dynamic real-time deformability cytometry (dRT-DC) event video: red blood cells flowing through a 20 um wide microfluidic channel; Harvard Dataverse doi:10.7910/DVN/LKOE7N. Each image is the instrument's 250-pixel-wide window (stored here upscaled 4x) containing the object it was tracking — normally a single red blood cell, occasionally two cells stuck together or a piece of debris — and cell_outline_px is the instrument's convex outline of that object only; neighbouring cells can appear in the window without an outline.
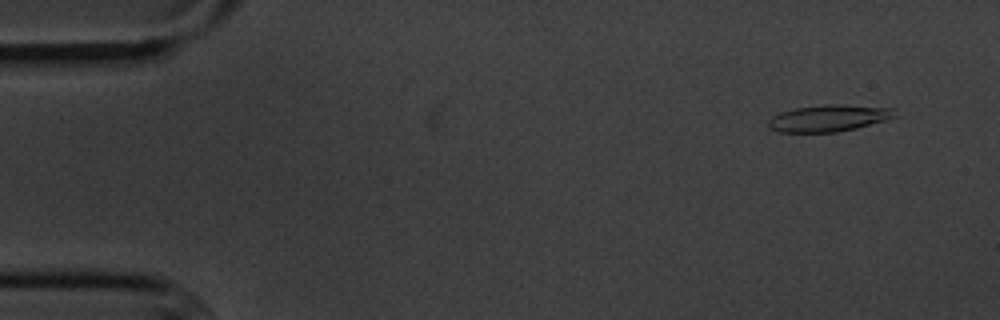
{"species": "common noctule bat (a hibernating species)", "species_latin": "Nyctalus noctula", "temperature_condition": "cold", "stored_images_in_passage": 55, "camera_frame_rate_fps": 3000, "um_per_image_px": 0.085, "animal": {"sex": "male", "body_mass_g": 20.1, "forearm_length_mm": 53.5}, "frame": {"image": 1, "passage_image": 4, "time_ms": 1.0, "image_size_px": [1000, 320], "cell_outline_px": [[896, 116], [888, 120], [856, 128], [836, 132], [780, 132], [768, 128], [768, 120], [772, 116], [780, 112], [796, 108], [824, 104], [840, 104], [896, 108]], "centroid_in_image_um": [70.47, 10.04], "position_along_channel_um": 14.5, "area_um2": 19.88}}
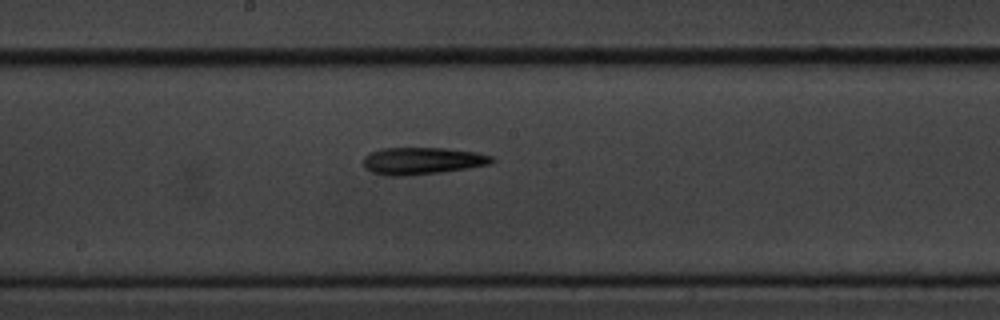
{"frame": {"image": 2, "passage_image": 29, "time_ms": 9.333, "image_size_px": [1000, 320], "cell_outline_px": [[496, 160], [488, 164], [468, 168], [440, 172], [408, 176], [384, 176], [372, 172], [364, 168], [364, 156], [380, 148], [444, 148], [476, 152], [492, 156]], "centroid_in_image_um": [35.86, 13.68], "position_along_channel_um": 212.3, "area_um2": 20.35}}
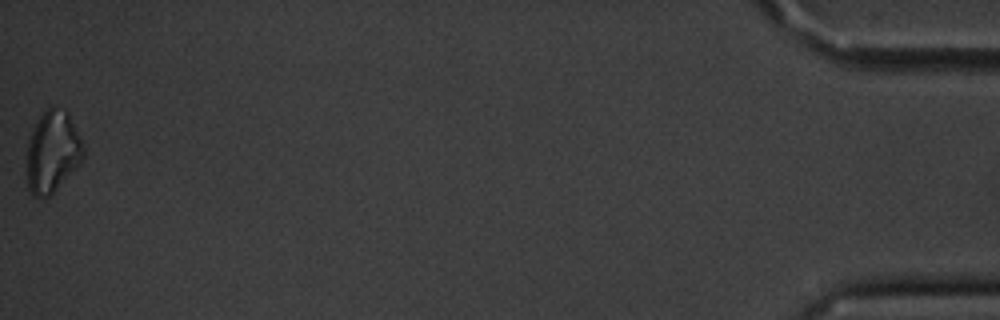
{"frame": {"image": 3, "passage_image": 55, "time_ms": 18.0, "image_size_px": [1000, 320], "cell_outline_px": [[84, 160], [48, 196], [32, 196], [28, 188], [28, 140], [32, 128], [40, 116], [52, 104], [68, 112], [84, 148]], "centroid_in_image_um": [4.47, 12.86], "position_along_channel_um": 430.7, "area_um2": 26.53}, "authors_computed_cell_mechanics": {"area_um2": 19.7098, "velocity_mm_per_s": 3.618, "shape_relaxation_time_tau1_ms": 3.7552, "shape_relaxation_time_tau2_ms": null, "deformation_change_tau1": 0.1547, "deformation_change_tau2": null}}